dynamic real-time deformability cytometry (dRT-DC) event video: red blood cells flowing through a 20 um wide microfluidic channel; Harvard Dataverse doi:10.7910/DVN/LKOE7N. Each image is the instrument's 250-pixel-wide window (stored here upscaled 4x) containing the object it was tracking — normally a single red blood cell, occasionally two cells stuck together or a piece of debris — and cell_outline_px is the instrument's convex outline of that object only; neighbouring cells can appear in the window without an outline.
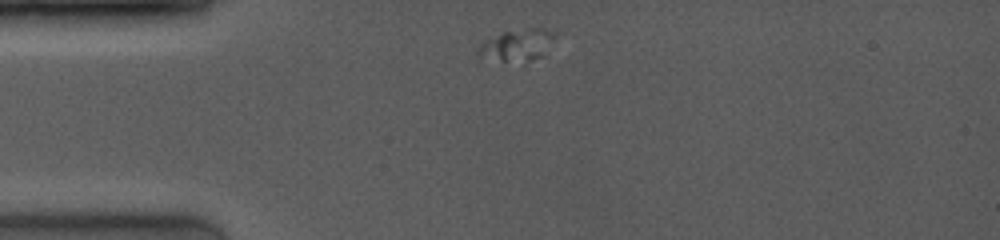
{"species": "common noctule bat (a hibernating species)", "species_latin": "Nyctalus noctula", "temperature_condition": "room temperature", "stored_images_in_passage": 32, "camera_frame_rate_fps": 4000, "um_per_image_px": 0.085, "animal": {"sex": "female", "body_mass_g": 19.0, "forearm_length_mm": 53.3}, "frame": {"image": 1, "passage_image": 1, "time_ms": 0.0, "image_size_px": [1000, 240], "cell_outline_px": [[556, 32], [544, 56], [532, 60], [504, 60], [476, 52], [476, 48], [484, 40], [504, 32], [528, 28], [540, 28]], "centroid_in_image_um": [44.02, 3.78], "position_along_channel_um": 41.0, "area_um2": 13.47}}
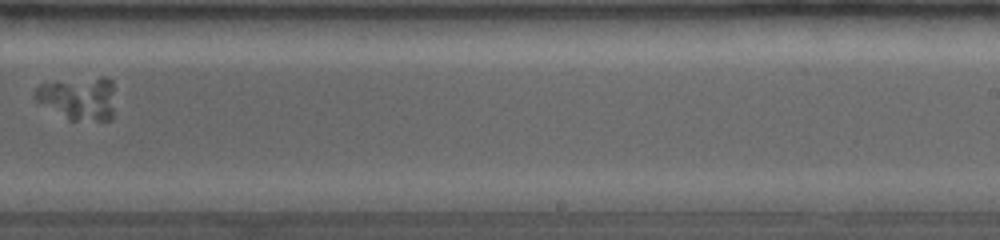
{"frame": {"image": 2, "passage_image": 20, "time_ms": 7.0, "image_size_px": [1000, 240], "cell_outline_px": [[112, 120], [68, 120], [36, 100], [32, 96], [36, 88], [40, 84], [56, 80], [100, 76], [108, 76], [112, 80]], "centroid_in_image_um": [6.65, 8.31], "position_along_channel_um": 282.4, "area_um2": 20.35}}
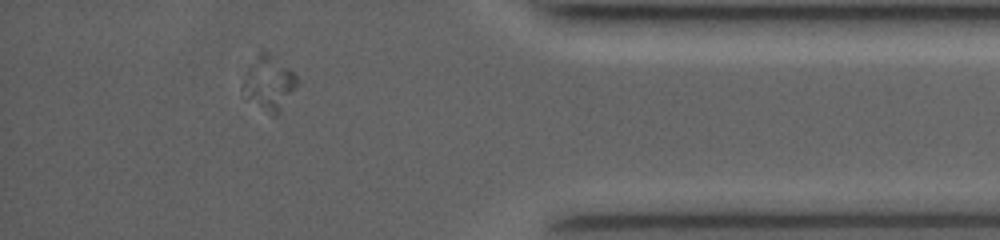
{"frame": {"image": 3, "passage_image": 29, "time_ms": 10.75, "image_size_px": [1000, 240], "cell_outline_px": [[296, 84], [280, 112], [276, 116], [272, 116], [248, 96], [240, 88], [248, 68], [260, 44], [288, 68], [296, 76]], "centroid_in_image_um": [22.82, 6.95], "position_along_channel_um": 412.4, "area_um2": 16.82}}